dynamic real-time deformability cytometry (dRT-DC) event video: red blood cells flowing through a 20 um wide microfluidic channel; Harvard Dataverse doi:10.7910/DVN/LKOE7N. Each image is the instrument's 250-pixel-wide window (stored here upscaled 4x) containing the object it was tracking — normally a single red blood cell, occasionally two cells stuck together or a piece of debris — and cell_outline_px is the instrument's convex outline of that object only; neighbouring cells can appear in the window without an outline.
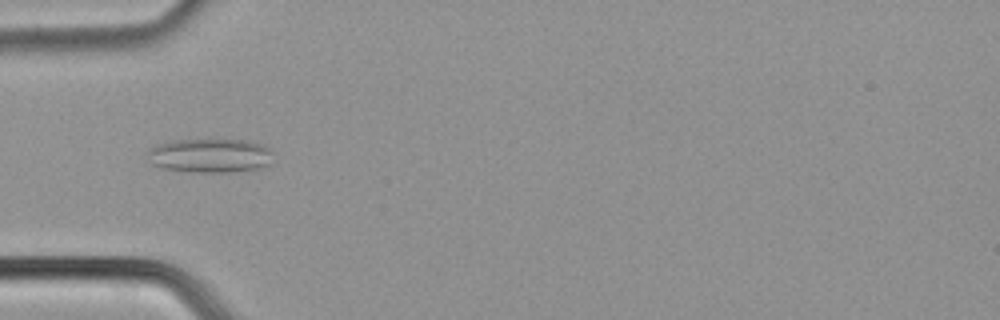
{"species": "common noctule bat (a hibernating species)", "species_latin": "Nyctalus noctula", "temperature_condition": "cold", "stored_images_in_passage": 36, "camera_frame_rate_fps": 3000, "um_per_image_px": 0.085, "animal": {"sex": "male", "body_mass_g": 21.5, "forearm_length_mm": 52.0}, "frame": {"image": 1, "passage_image": 2, "time_ms": 0.333, "image_size_px": [1000, 320], "cell_outline_px": [[272, 152], [268, 164], [260, 168], [232, 172], [188, 172], [160, 168], [152, 164], [148, 152], [148, 148], [156, 144], [172, 140], [244, 140], [260, 144], [268, 148]], "centroid_in_image_um": [17.8, 13.23], "position_along_channel_um": 67.2, "area_um2": 24.91}}
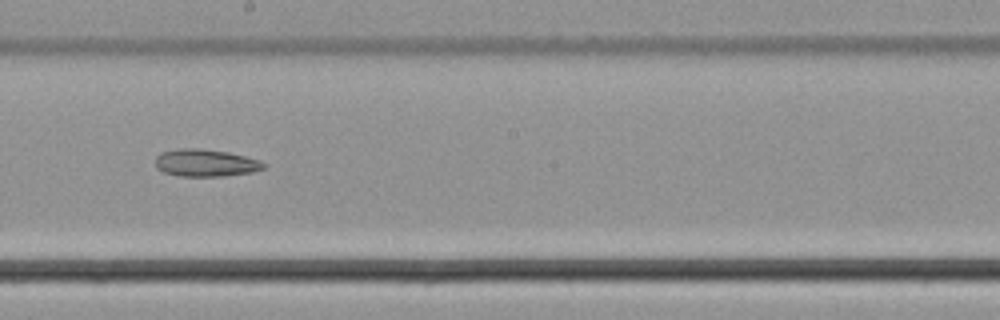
{"frame": {"image": 2, "passage_image": 14, "time_ms": 4.333, "image_size_px": [1000, 320], "cell_outline_px": [[268, 164], [264, 168], [252, 172], [224, 176], [180, 176], [164, 172], [156, 168], [156, 156], [160, 152], [180, 148], [200, 148], [228, 152], [260, 160]], "centroid_in_image_um": [17.48, 13.84], "position_along_channel_um": 230.7, "area_um2": 17.34}}
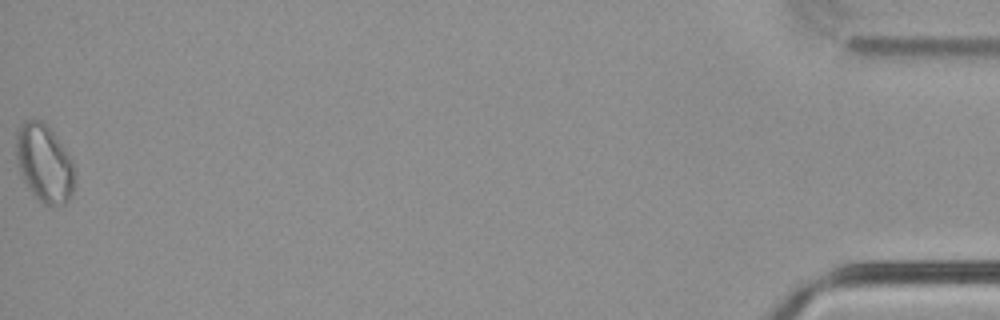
{"frame": {"image": 3, "passage_image": 36, "time_ms": 11.667, "image_size_px": [1000, 320], "cell_outline_px": [[72, 192], [68, 200], [64, 204], [44, 204], [36, 196], [24, 180], [20, 172], [16, 156], [16, 132], [24, 120], [44, 120], [56, 136], [72, 160]], "centroid_in_image_um": [3.73, 13.81], "position_along_channel_um": 431.5, "area_um2": 25.84}}